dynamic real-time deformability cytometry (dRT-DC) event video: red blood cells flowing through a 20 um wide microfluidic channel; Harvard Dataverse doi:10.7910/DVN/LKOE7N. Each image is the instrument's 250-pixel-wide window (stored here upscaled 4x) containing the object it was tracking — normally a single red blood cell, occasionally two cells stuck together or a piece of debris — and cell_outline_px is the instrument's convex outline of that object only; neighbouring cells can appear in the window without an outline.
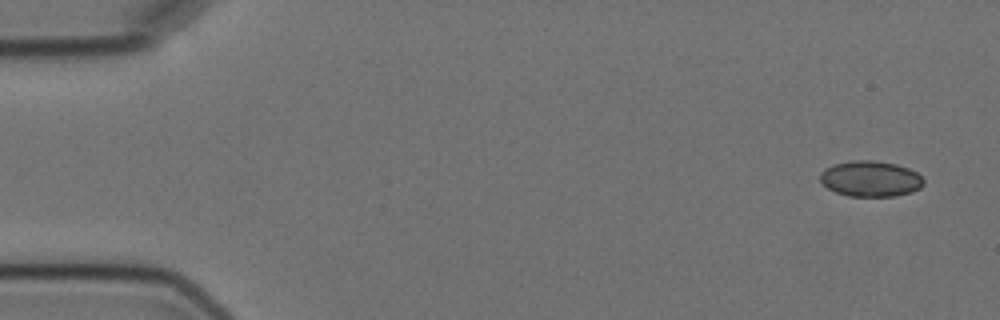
{"species": "Egyptian fruit bat (a non-hibernating species)", "species_latin": "Rousettus aegyptiacus", "temperature_condition": "cold", "stored_images_in_passage": 4, "camera_frame_rate_fps": 3000, "um_per_image_px": 0.085, "animal": {"sex": "female"}, "frame": {"image": 1, "passage_image": 1, "time_ms": 0.0, "image_size_px": [1000, 320], "cell_outline_px": [[924, 184], [920, 188], [912, 192], [896, 196], [848, 196], [836, 192], [828, 188], [820, 180], [820, 172], [824, 168], [832, 164], [852, 160], [872, 160], [896, 164], [908, 168], [916, 172], [924, 180]], "centroid_in_image_um": [73.98, 15.19], "position_along_channel_um": 11.0, "area_um2": 21.68}}
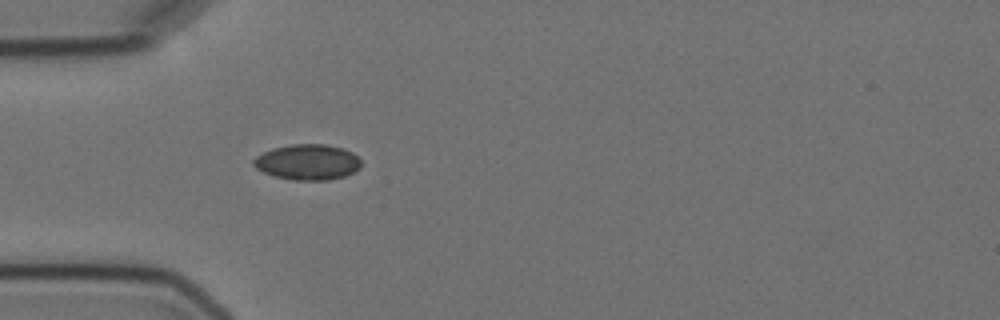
{"frame": {"image": 2, "passage_image": 4, "time_ms": 4.667, "image_size_px": [1000, 320], "cell_outline_px": [[360, 168], [344, 176], [328, 180], [292, 180], [272, 176], [256, 168], [252, 164], [252, 160], [256, 156], [272, 148], [292, 144], [324, 144], [344, 148], [352, 152], [360, 160]], "centroid_in_image_um": [26.12, 13.78], "position_along_channel_um": 58.9, "area_um2": 22.37}}